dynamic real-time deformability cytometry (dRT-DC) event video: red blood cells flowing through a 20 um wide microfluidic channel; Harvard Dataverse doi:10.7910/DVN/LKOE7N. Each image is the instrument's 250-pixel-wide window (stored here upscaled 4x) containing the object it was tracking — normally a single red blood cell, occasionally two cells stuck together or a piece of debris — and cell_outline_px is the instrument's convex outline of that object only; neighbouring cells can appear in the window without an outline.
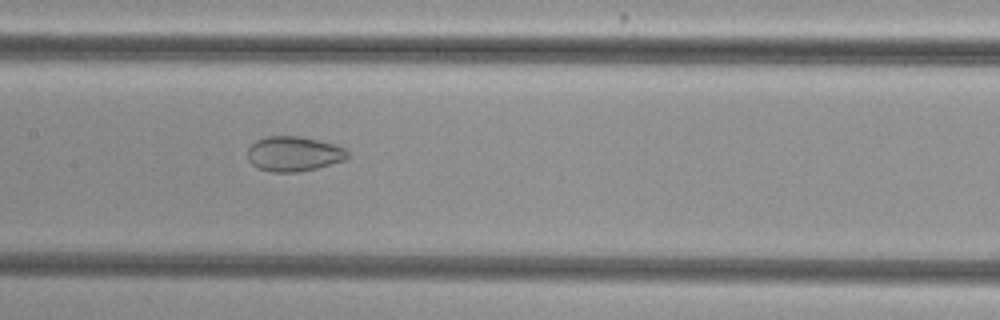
{"species": "common noctule bat (a hibernating species)", "species_latin": "Nyctalus noctula", "temperature_condition": "cold", "stored_images_in_passage": 33, "camera_frame_rate_fps": 3000, "um_per_image_px": 0.085, "animal": {"sex": "female", "body_mass_g": 29.2, "forearm_length_mm": 56.3}, "frame": {"image": 1, "passage_image": 12, "time_ms": 3.667, "image_size_px": [1000, 320], "cell_outline_px": [[348, 156], [344, 160], [316, 168], [296, 172], [272, 172], [256, 168], [248, 160], [248, 148], [256, 140], [268, 136], [300, 136], [336, 144], [344, 148], [348, 152]], "centroid_in_image_um": [24.95, 13.07], "position_along_channel_um": 182.5, "area_um2": 20.35}}
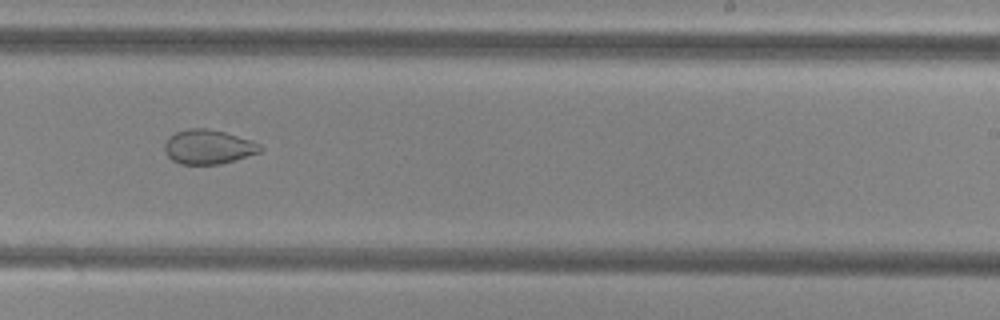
{"frame": {"image": 2, "passage_image": 19, "time_ms": 6.0, "image_size_px": [1000, 320], "cell_outline_px": [[264, 148], [260, 152], [236, 160], [220, 164], [180, 164], [172, 160], [168, 156], [164, 148], [164, 144], [168, 136], [176, 132], [188, 128], [208, 128], [224, 132], [252, 140], [260, 144]], "centroid_in_image_um": [17.71, 12.48], "position_along_channel_um": 271.3, "area_um2": 19.31}}
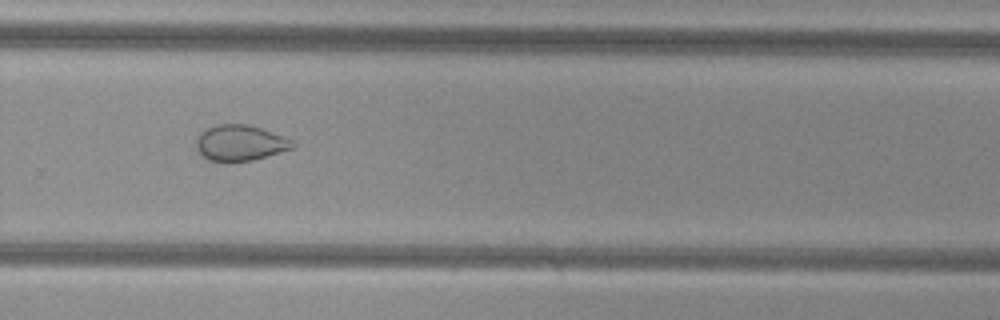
{"frame": {"image": 3, "passage_image": 22, "time_ms": 7.0, "image_size_px": [1000, 320], "cell_outline_px": [[296, 144], [292, 148], [252, 160], [228, 164], [208, 160], [200, 156], [196, 148], [196, 140], [200, 132], [216, 124], [248, 124], [260, 128], [292, 140]], "centroid_in_image_um": [20.33, 12.18], "position_along_channel_um": 309.5, "area_um2": 20.35}}